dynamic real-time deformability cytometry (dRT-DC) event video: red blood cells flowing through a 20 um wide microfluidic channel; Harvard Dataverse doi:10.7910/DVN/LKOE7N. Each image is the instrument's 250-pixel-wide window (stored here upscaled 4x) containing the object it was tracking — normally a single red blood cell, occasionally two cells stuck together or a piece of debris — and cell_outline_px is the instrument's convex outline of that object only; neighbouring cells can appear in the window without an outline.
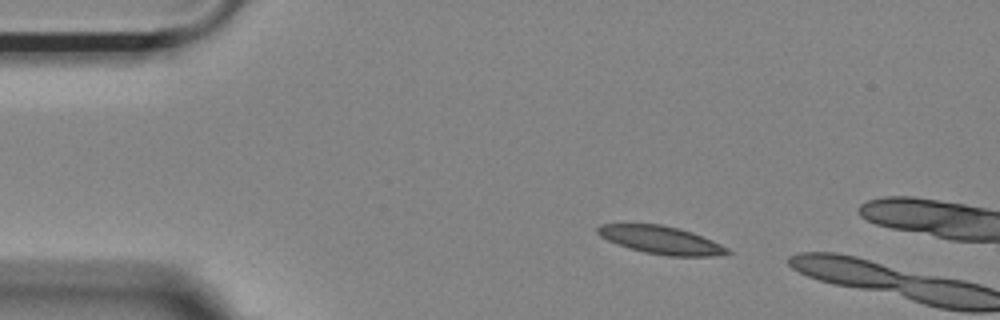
{"species": "Egyptian fruit bat (a non-hibernating species)", "species_latin": "Rousettus aegyptiacus", "temperature_condition": "room temperature", "stored_images_in_passage": 3, "camera_frame_rate_fps": 3000, "um_per_image_px": 0.085, "animal": {"sex": "female"}, "frame": {"image": 1, "passage_image": 1, "time_ms": 0.0, "image_size_px": [1000, 320], "cell_outline_px": [[732, 252], [712, 256], [668, 256], [644, 252], [628, 248], [616, 244], [600, 236], [596, 232], [596, 228], [600, 224], [660, 224], [680, 228], [692, 232], [712, 240], [728, 248]], "centroid_in_image_um": [56.16, 20.4], "position_along_channel_um": 28.8, "area_um2": 21.1}}